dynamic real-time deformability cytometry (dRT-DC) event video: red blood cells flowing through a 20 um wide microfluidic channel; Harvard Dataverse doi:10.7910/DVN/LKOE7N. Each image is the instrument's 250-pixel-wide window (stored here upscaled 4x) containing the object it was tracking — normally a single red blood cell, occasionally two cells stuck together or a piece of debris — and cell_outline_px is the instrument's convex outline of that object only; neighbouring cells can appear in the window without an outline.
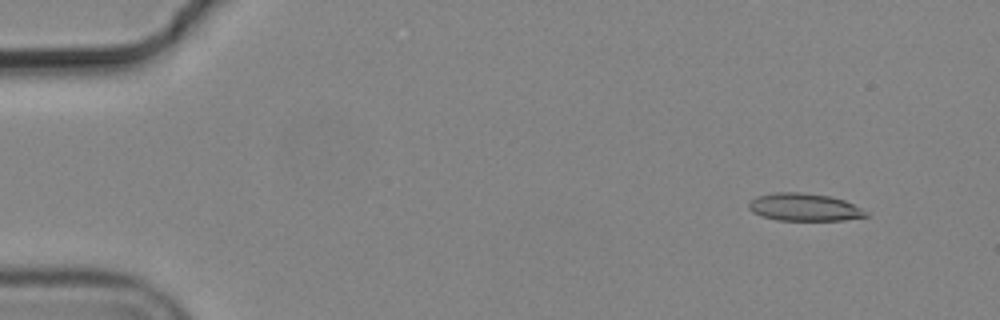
{"species": "common noctule bat (a hibernating species)", "species_latin": "Nyctalus noctula", "temperature_condition": "cold", "stored_images_in_passage": 4, "camera_frame_rate_fps": 3000, "um_per_image_px": 0.085, "animal": {"sex": "male", "body_mass_g": 19.2, "forearm_length_mm": 51.8}, "frame": {"image": 1, "passage_image": 2, "time_ms": 0.333, "image_size_px": [1000, 320], "cell_outline_px": [[868, 216], [844, 220], [776, 220], [760, 216], [752, 212], [748, 208], [748, 204], [756, 196], [776, 192], [800, 192], [832, 196], [844, 200], [860, 208]], "centroid_in_image_um": [68.3, 17.61], "position_along_channel_um": 16.7, "area_um2": 18.79}}
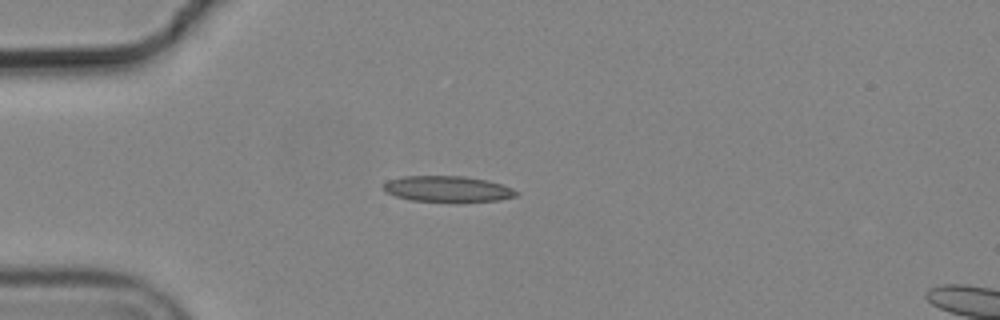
{"frame": {"image": 2, "passage_image": 4, "time_ms": 1.0, "image_size_px": [1000, 320], "cell_outline_px": [[520, 192], [516, 196], [500, 200], [412, 200], [396, 196], [388, 192], [384, 188], [384, 184], [388, 180], [404, 176], [464, 176], [488, 180], [504, 184]], "centroid_in_image_um": [38.1, 16.03], "position_along_channel_um": 46.9, "area_um2": 19.48}}